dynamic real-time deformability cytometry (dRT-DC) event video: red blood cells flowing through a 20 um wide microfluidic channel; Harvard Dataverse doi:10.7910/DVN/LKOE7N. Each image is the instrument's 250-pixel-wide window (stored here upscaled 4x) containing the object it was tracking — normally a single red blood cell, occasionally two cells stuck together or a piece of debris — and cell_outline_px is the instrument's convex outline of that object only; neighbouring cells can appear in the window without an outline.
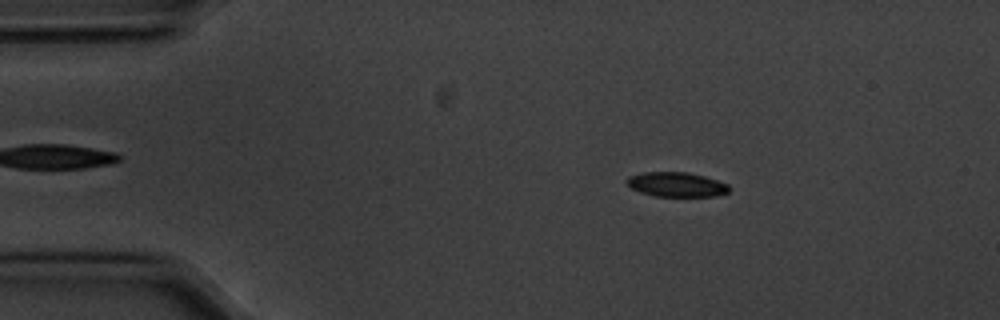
{"species": "common noctule bat (a hibernating species)", "species_latin": "Nyctalus noctula", "temperature_condition": "cold", "stored_images_in_passage": 48, "camera_frame_rate_fps": 3000, "um_per_image_px": 0.085, "animal": {"sex": "male", "body_mass_g": 20.1, "forearm_length_mm": 53.5}, "frame": {"image": 1, "passage_image": 9, "time_ms": 2.667, "image_size_px": [1000, 320], "cell_outline_px": [[728, 192], [716, 196], [656, 196], [640, 192], [632, 188], [624, 180], [628, 176], [644, 172], [684, 172], [704, 176], [728, 184]], "centroid_in_image_um": [57.46, 15.68], "position_along_channel_um": 27.5, "area_um2": 14.51}}
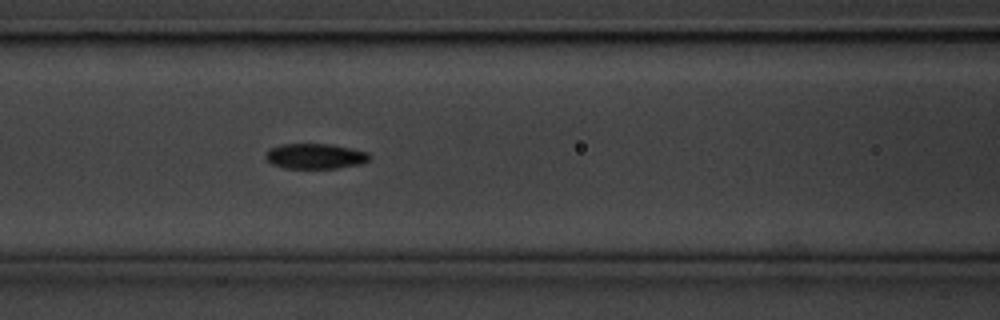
{"frame": {"image": 2, "passage_image": 23, "time_ms": 7.333, "image_size_px": [1000, 320], "cell_outline_px": [[368, 160], [360, 164], [336, 168], [284, 168], [272, 164], [264, 156], [272, 148], [284, 144], [332, 144], [352, 148], [368, 152]], "centroid_in_image_um": [26.8, 13.27], "position_along_channel_um": 139.8, "area_um2": 15.09}}
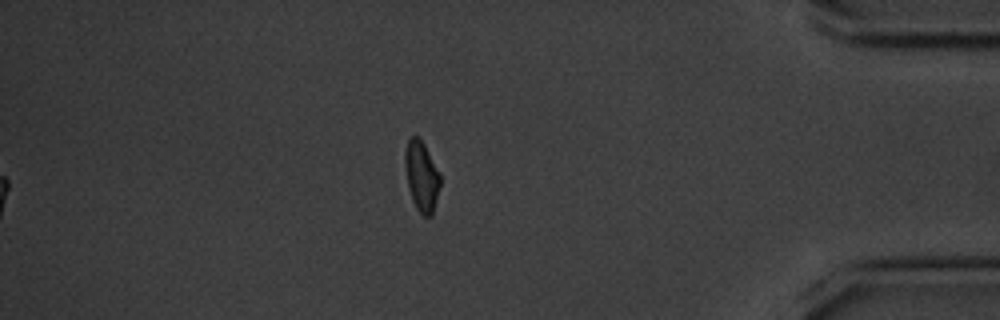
{"frame": {"image": 3, "passage_image": 48, "time_ms": 15.667, "image_size_px": [1000, 320], "cell_outline_px": [[440, 184], [432, 216], [424, 216], [416, 208], [412, 200], [408, 188], [404, 168], [404, 152], [408, 136], [420, 136], [440, 176]], "centroid_in_image_um": [35.79, 14.94], "position_along_channel_um": 399.4, "area_um2": 14.45}, "authors_computed_cell_mechanics": {"area_um2": 15.2881, "velocity_mm_per_s": 3.5721, "shape_relaxation_time_tau1_ms": 3.6019, "shape_relaxation_time_tau2_ms": null, "deformation_change_tau1": 0.1045, "deformation_change_tau2": null}}